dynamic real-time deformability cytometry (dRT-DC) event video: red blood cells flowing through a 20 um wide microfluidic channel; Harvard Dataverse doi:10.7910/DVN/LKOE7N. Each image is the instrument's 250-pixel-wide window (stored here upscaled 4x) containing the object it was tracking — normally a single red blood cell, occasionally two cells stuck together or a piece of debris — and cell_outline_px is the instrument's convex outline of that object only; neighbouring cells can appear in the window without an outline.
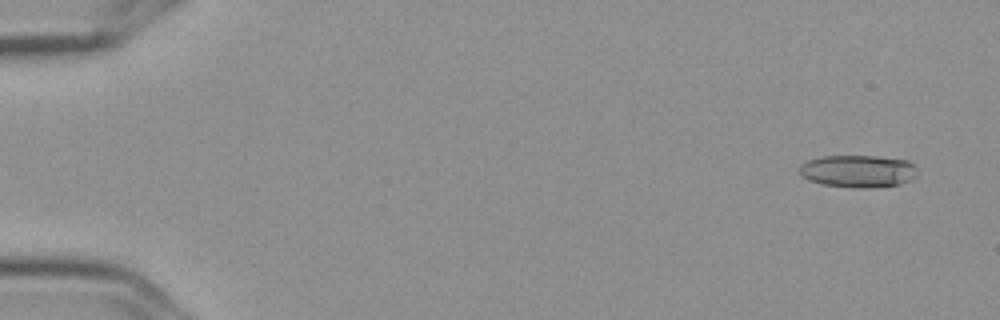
{"species": "Egyptian fruit bat (a non-hibernating species)", "species_latin": "Rousettus aegyptiacus", "temperature_condition": "cold", "stored_images_in_passage": 6, "camera_frame_rate_fps": 3000, "um_per_image_px": 0.085, "frame": {"image": 1, "passage_image": 2, "time_ms": 0.333, "image_size_px": [1000, 320], "cell_outline_px": [[916, 176], [912, 180], [900, 184], [872, 188], [856, 188], [820, 184], [808, 180], [800, 172], [800, 164], [808, 160], [820, 156], [876, 156], [908, 160], [912, 164]], "centroid_in_image_um": [72.92, 14.55], "position_along_channel_um": 12.1, "area_um2": 22.31}}
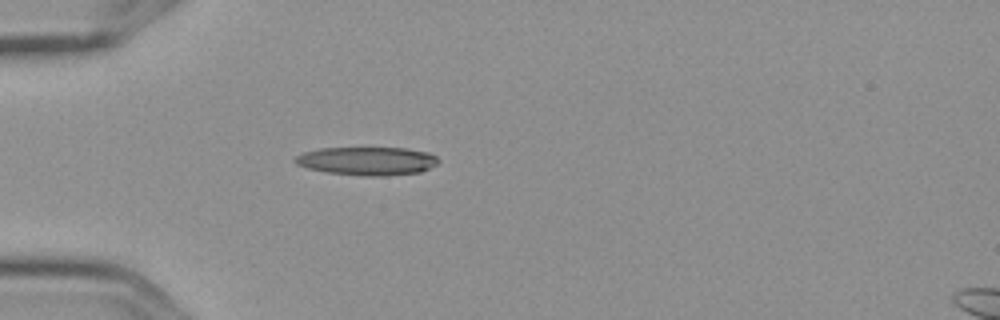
{"frame": {"image": 2, "passage_image": 6, "time_ms": 1.667, "image_size_px": [1000, 320], "cell_outline_px": [[440, 160], [436, 164], [420, 172], [380, 176], [364, 176], [328, 172], [308, 168], [296, 164], [292, 160], [296, 156], [304, 152], [320, 148], [408, 148], [428, 152], [436, 156]], "centroid_in_image_um": [31.21, 13.68], "position_along_channel_um": 53.8, "area_um2": 23.58}}